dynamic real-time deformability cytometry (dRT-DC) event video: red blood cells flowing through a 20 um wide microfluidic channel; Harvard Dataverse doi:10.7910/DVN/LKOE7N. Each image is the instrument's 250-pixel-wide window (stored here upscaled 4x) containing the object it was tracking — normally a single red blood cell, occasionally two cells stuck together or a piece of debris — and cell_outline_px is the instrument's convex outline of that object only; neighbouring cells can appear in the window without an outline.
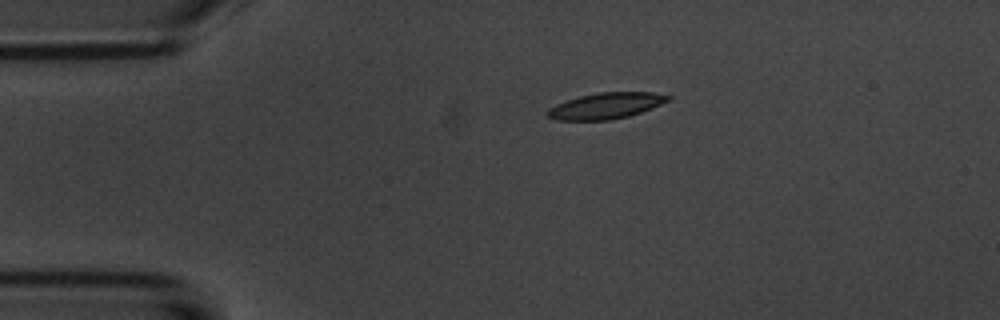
{"species": "common noctule bat (a hibernating species)", "species_latin": "Nyctalus noctula", "temperature_condition": "room temperature", "stored_images_in_passage": 2, "camera_frame_rate_fps": 3000, "um_per_image_px": 0.085, "animal": {"sex": "male", "body_mass_g": 20.1, "forearm_length_mm": 53.5}, "frame": {"image": 1, "passage_image": 1, "time_ms": 0.0, "image_size_px": [1000, 320], "cell_outline_px": [[672, 100], [652, 108], [628, 116], [612, 120], [556, 120], [548, 116], [544, 112], [548, 108], [556, 104], [580, 96], [600, 92], [652, 92], [672, 96]], "centroid_in_image_um": [51.52, 8.99], "position_along_channel_um": 33.5, "area_um2": 18.38}}